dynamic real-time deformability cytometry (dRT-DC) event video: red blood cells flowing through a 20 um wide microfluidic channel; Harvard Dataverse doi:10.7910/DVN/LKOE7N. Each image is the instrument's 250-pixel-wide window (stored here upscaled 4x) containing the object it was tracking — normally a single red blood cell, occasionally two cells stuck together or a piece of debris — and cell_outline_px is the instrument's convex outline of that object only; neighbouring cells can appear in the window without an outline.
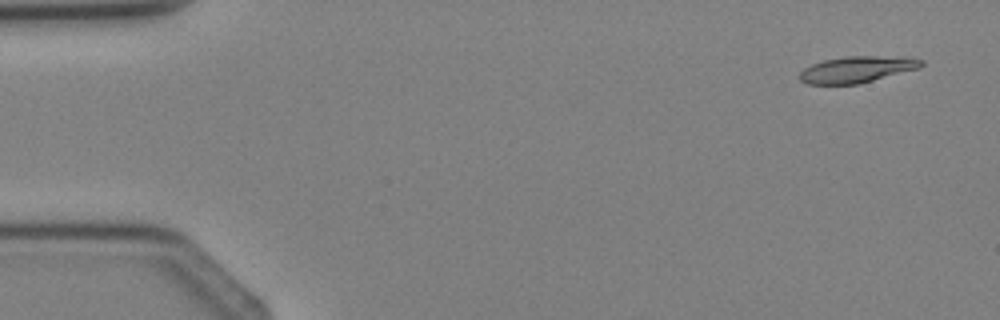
{"species": "Egyptian fruit bat (a non-hibernating species)", "species_latin": "Rousettus aegyptiacus", "temperature_condition": "cold", "stored_images_in_passage": 4, "camera_frame_rate_fps": 3000, "um_per_image_px": 0.085, "animal": {"sex": "female"}, "frame": {"image": 1, "passage_image": 1, "time_ms": 0.0, "image_size_px": [1000, 320], "cell_outline_px": [[924, 64], [920, 68], [860, 84], [808, 84], [800, 80], [800, 72], [804, 68], [812, 64], [824, 60], [844, 56], [904, 56], [924, 60]], "centroid_in_image_um": [72.89, 5.89], "position_along_channel_um": 12.1, "area_um2": 18.9}}
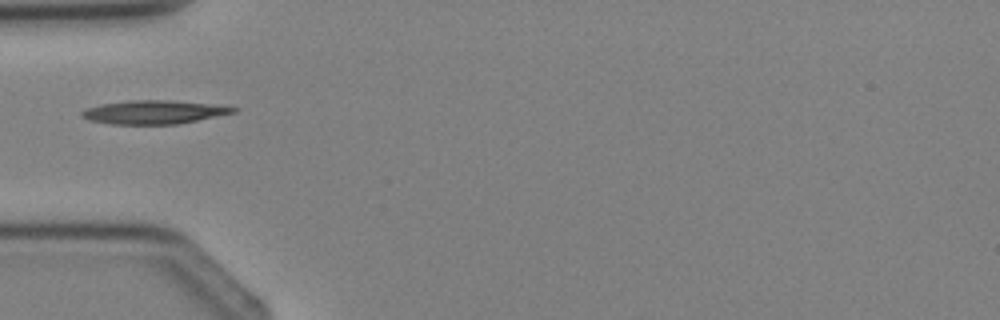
{"frame": {"image": 2, "passage_image": 4, "time_ms": 3.333, "image_size_px": [1000, 320], "cell_outline_px": [[240, 108], [236, 112], [180, 124], [112, 124], [88, 120], [80, 116], [80, 112], [84, 108], [100, 104], [132, 100], [168, 100], [208, 104]], "centroid_in_image_um": [13.03, 9.53], "position_along_channel_um": 72.0, "area_um2": 20.81}}